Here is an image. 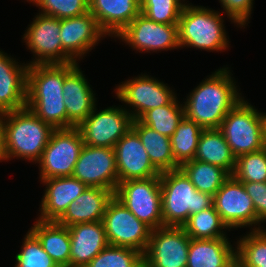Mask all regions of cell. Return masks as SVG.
I'll list each match as a JSON object with an SVG mask.
<instances>
[{"label":"cell","instance_id":"f35d334b","mask_svg":"<svg viewBox=\"0 0 266 267\" xmlns=\"http://www.w3.org/2000/svg\"><path fill=\"white\" fill-rule=\"evenodd\" d=\"M254 0H219L223 14L238 28L243 29L248 25L253 11ZM247 24V25H246Z\"/></svg>","mask_w":266,"mask_h":267},{"label":"cell","instance_id":"ee69618b","mask_svg":"<svg viewBox=\"0 0 266 267\" xmlns=\"http://www.w3.org/2000/svg\"><path fill=\"white\" fill-rule=\"evenodd\" d=\"M229 267H240L238 260L236 259Z\"/></svg>","mask_w":266,"mask_h":267},{"label":"cell","instance_id":"4dcf8cb0","mask_svg":"<svg viewBox=\"0 0 266 267\" xmlns=\"http://www.w3.org/2000/svg\"><path fill=\"white\" fill-rule=\"evenodd\" d=\"M204 129L185 116L170 137L175 162L181 166L194 159L200 135Z\"/></svg>","mask_w":266,"mask_h":267},{"label":"cell","instance_id":"cb8c5ba5","mask_svg":"<svg viewBox=\"0 0 266 267\" xmlns=\"http://www.w3.org/2000/svg\"><path fill=\"white\" fill-rule=\"evenodd\" d=\"M114 193L109 189L87 187L72 201L63 216L57 221L69 227L80 223L102 221L106 206Z\"/></svg>","mask_w":266,"mask_h":267},{"label":"cell","instance_id":"ac0fdd59","mask_svg":"<svg viewBox=\"0 0 266 267\" xmlns=\"http://www.w3.org/2000/svg\"><path fill=\"white\" fill-rule=\"evenodd\" d=\"M62 48L78 63L107 34L100 28L97 19L87 12L81 16L60 20ZM103 38V39H102ZM81 59V60H80Z\"/></svg>","mask_w":266,"mask_h":267},{"label":"cell","instance_id":"f1b7e54d","mask_svg":"<svg viewBox=\"0 0 266 267\" xmlns=\"http://www.w3.org/2000/svg\"><path fill=\"white\" fill-rule=\"evenodd\" d=\"M180 169L198 191L211 196L216 194L230 176L222 167L195 159L183 163Z\"/></svg>","mask_w":266,"mask_h":267},{"label":"cell","instance_id":"b9f144b4","mask_svg":"<svg viewBox=\"0 0 266 267\" xmlns=\"http://www.w3.org/2000/svg\"><path fill=\"white\" fill-rule=\"evenodd\" d=\"M134 267H150L148 261L143 257Z\"/></svg>","mask_w":266,"mask_h":267},{"label":"cell","instance_id":"8d00e7d4","mask_svg":"<svg viewBox=\"0 0 266 267\" xmlns=\"http://www.w3.org/2000/svg\"><path fill=\"white\" fill-rule=\"evenodd\" d=\"M26 2L38 7V13L59 20L89 12V0H26Z\"/></svg>","mask_w":266,"mask_h":267},{"label":"cell","instance_id":"277c9868","mask_svg":"<svg viewBox=\"0 0 266 267\" xmlns=\"http://www.w3.org/2000/svg\"><path fill=\"white\" fill-rule=\"evenodd\" d=\"M223 18L221 10L186 3L178 21L180 47L220 53L229 49Z\"/></svg>","mask_w":266,"mask_h":267},{"label":"cell","instance_id":"7bdbcfd3","mask_svg":"<svg viewBox=\"0 0 266 267\" xmlns=\"http://www.w3.org/2000/svg\"><path fill=\"white\" fill-rule=\"evenodd\" d=\"M264 146L266 147V113L264 116Z\"/></svg>","mask_w":266,"mask_h":267},{"label":"cell","instance_id":"3957f363","mask_svg":"<svg viewBox=\"0 0 266 267\" xmlns=\"http://www.w3.org/2000/svg\"><path fill=\"white\" fill-rule=\"evenodd\" d=\"M0 116L8 161L15 158L36 164L55 129L27 107Z\"/></svg>","mask_w":266,"mask_h":267},{"label":"cell","instance_id":"30bf717a","mask_svg":"<svg viewBox=\"0 0 266 267\" xmlns=\"http://www.w3.org/2000/svg\"><path fill=\"white\" fill-rule=\"evenodd\" d=\"M83 145V137L77 127L55 129L36 162L39 179L72 176Z\"/></svg>","mask_w":266,"mask_h":267},{"label":"cell","instance_id":"d4e9b609","mask_svg":"<svg viewBox=\"0 0 266 267\" xmlns=\"http://www.w3.org/2000/svg\"><path fill=\"white\" fill-rule=\"evenodd\" d=\"M229 239H190L187 267H229L236 260V242Z\"/></svg>","mask_w":266,"mask_h":267},{"label":"cell","instance_id":"6da1fadb","mask_svg":"<svg viewBox=\"0 0 266 267\" xmlns=\"http://www.w3.org/2000/svg\"><path fill=\"white\" fill-rule=\"evenodd\" d=\"M211 73L183 98L185 117L203 129H218L228 112L244 97L227 65Z\"/></svg>","mask_w":266,"mask_h":267},{"label":"cell","instance_id":"e575fe53","mask_svg":"<svg viewBox=\"0 0 266 267\" xmlns=\"http://www.w3.org/2000/svg\"><path fill=\"white\" fill-rule=\"evenodd\" d=\"M187 0H140V13L163 24H178Z\"/></svg>","mask_w":266,"mask_h":267},{"label":"cell","instance_id":"d590c367","mask_svg":"<svg viewBox=\"0 0 266 267\" xmlns=\"http://www.w3.org/2000/svg\"><path fill=\"white\" fill-rule=\"evenodd\" d=\"M20 249L14 258V267H58L30 230L25 234Z\"/></svg>","mask_w":266,"mask_h":267},{"label":"cell","instance_id":"7c38bea8","mask_svg":"<svg viewBox=\"0 0 266 267\" xmlns=\"http://www.w3.org/2000/svg\"><path fill=\"white\" fill-rule=\"evenodd\" d=\"M138 53L180 49L178 24H163L140 13L116 37Z\"/></svg>","mask_w":266,"mask_h":267},{"label":"cell","instance_id":"8fae6325","mask_svg":"<svg viewBox=\"0 0 266 267\" xmlns=\"http://www.w3.org/2000/svg\"><path fill=\"white\" fill-rule=\"evenodd\" d=\"M102 222L109 245L132 248L144 255L152 229L138 220L115 196L109 200Z\"/></svg>","mask_w":266,"mask_h":267},{"label":"cell","instance_id":"484cf974","mask_svg":"<svg viewBox=\"0 0 266 267\" xmlns=\"http://www.w3.org/2000/svg\"><path fill=\"white\" fill-rule=\"evenodd\" d=\"M30 231L58 267H70L71 241L68 227L57 221L35 219Z\"/></svg>","mask_w":266,"mask_h":267},{"label":"cell","instance_id":"f546056e","mask_svg":"<svg viewBox=\"0 0 266 267\" xmlns=\"http://www.w3.org/2000/svg\"><path fill=\"white\" fill-rule=\"evenodd\" d=\"M182 228L191 239L225 238L230 232L214 206L190 215Z\"/></svg>","mask_w":266,"mask_h":267},{"label":"cell","instance_id":"5b68a950","mask_svg":"<svg viewBox=\"0 0 266 267\" xmlns=\"http://www.w3.org/2000/svg\"><path fill=\"white\" fill-rule=\"evenodd\" d=\"M163 226L182 227L189 216L213 207V196L198 191L179 168L160 174Z\"/></svg>","mask_w":266,"mask_h":267},{"label":"cell","instance_id":"9a60e30c","mask_svg":"<svg viewBox=\"0 0 266 267\" xmlns=\"http://www.w3.org/2000/svg\"><path fill=\"white\" fill-rule=\"evenodd\" d=\"M87 187L109 189L119 185L114 148L83 145L72 173Z\"/></svg>","mask_w":266,"mask_h":267},{"label":"cell","instance_id":"2e32d148","mask_svg":"<svg viewBox=\"0 0 266 267\" xmlns=\"http://www.w3.org/2000/svg\"><path fill=\"white\" fill-rule=\"evenodd\" d=\"M190 239L182 227L156 228L143 257L150 267H187Z\"/></svg>","mask_w":266,"mask_h":267},{"label":"cell","instance_id":"7402d4cb","mask_svg":"<svg viewBox=\"0 0 266 267\" xmlns=\"http://www.w3.org/2000/svg\"><path fill=\"white\" fill-rule=\"evenodd\" d=\"M71 251L70 267H85L109 245L102 221L68 227Z\"/></svg>","mask_w":266,"mask_h":267},{"label":"cell","instance_id":"836d02e7","mask_svg":"<svg viewBox=\"0 0 266 267\" xmlns=\"http://www.w3.org/2000/svg\"><path fill=\"white\" fill-rule=\"evenodd\" d=\"M232 176L239 182H266V147L237 157Z\"/></svg>","mask_w":266,"mask_h":267},{"label":"cell","instance_id":"5bb4252c","mask_svg":"<svg viewBox=\"0 0 266 267\" xmlns=\"http://www.w3.org/2000/svg\"><path fill=\"white\" fill-rule=\"evenodd\" d=\"M213 206L230 231L243 227L248 228L249 231L257 230V215L253 201L243 183L232 175L213 196Z\"/></svg>","mask_w":266,"mask_h":267},{"label":"cell","instance_id":"ffe728a7","mask_svg":"<svg viewBox=\"0 0 266 267\" xmlns=\"http://www.w3.org/2000/svg\"><path fill=\"white\" fill-rule=\"evenodd\" d=\"M45 186L41 198L37 219L42 221H58L66 212L69 204L76 200L87 188L73 176L54 177L40 180Z\"/></svg>","mask_w":266,"mask_h":267},{"label":"cell","instance_id":"52a82bcc","mask_svg":"<svg viewBox=\"0 0 266 267\" xmlns=\"http://www.w3.org/2000/svg\"><path fill=\"white\" fill-rule=\"evenodd\" d=\"M114 91L133 120L140 119L148 110L170 104L177 97L167 83L146 73L120 82Z\"/></svg>","mask_w":266,"mask_h":267},{"label":"cell","instance_id":"d6a6232c","mask_svg":"<svg viewBox=\"0 0 266 267\" xmlns=\"http://www.w3.org/2000/svg\"><path fill=\"white\" fill-rule=\"evenodd\" d=\"M184 106L176 97L170 104L148 110L139 120L169 138L184 117Z\"/></svg>","mask_w":266,"mask_h":267},{"label":"cell","instance_id":"8992f818","mask_svg":"<svg viewBox=\"0 0 266 267\" xmlns=\"http://www.w3.org/2000/svg\"><path fill=\"white\" fill-rule=\"evenodd\" d=\"M264 116L243 97L225 116L218 128L237 158L263 149Z\"/></svg>","mask_w":266,"mask_h":267},{"label":"cell","instance_id":"ba28073f","mask_svg":"<svg viewBox=\"0 0 266 267\" xmlns=\"http://www.w3.org/2000/svg\"><path fill=\"white\" fill-rule=\"evenodd\" d=\"M60 20L37 13L27 26L22 40L33 54L28 66L67 64L76 62L63 48Z\"/></svg>","mask_w":266,"mask_h":267},{"label":"cell","instance_id":"9c48e42d","mask_svg":"<svg viewBox=\"0 0 266 267\" xmlns=\"http://www.w3.org/2000/svg\"><path fill=\"white\" fill-rule=\"evenodd\" d=\"M114 196L152 230L163 226L160 176L120 182Z\"/></svg>","mask_w":266,"mask_h":267},{"label":"cell","instance_id":"74e56055","mask_svg":"<svg viewBox=\"0 0 266 267\" xmlns=\"http://www.w3.org/2000/svg\"><path fill=\"white\" fill-rule=\"evenodd\" d=\"M142 258L132 248L108 245L85 267H134Z\"/></svg>","mask_w":266,"mask_h":267},{"label":"cell","instance_id":"603a6c76","mask_svg":"<svg viewBox=\"0 0 266 267\" xmlns=\"http://www.w3.org/2000/svg\"><path fill=\"white\" fill-rule=\"evenodd\" d=\"M89 12L111 39L140 14V0H89Z\"/></svg>","mask_w":266,"mask_h":267},{"label":"cell","instance_id":"ab89813d","mask_svg":"<svg viewBox=\"0 0 266 267\" xmlns=\"http://www.w3.org/2000/svg\"><path fill=\"white\" fill-rule=\"evenodd\" d=\"M242 183L255 207L257 215V230L264 229V223H266V182Z\"/></svg>","mask_w":266,"mask_h":267},{"label":"cell","instance_id":"1f68e13d","mask_svg":"<svg viewBox=\"0 0 266 267\" xmlns=\"http://www.w3.org/2000/svg\"><path fill=\"white\" fill-rule=\"evenodd\" d=\"M236 240V259L240 267L266 266V228L247 231Z\"/></svg>","mask_w":266,"mask_h":267},{"label":"cell","instance_id":"d6986e66","mask_svg":"<svg viewBox=\"0 0 266 267\" xmlns=\"http://www.w3.org/2000/svg\"><path fill=\"white\" fill-rule=\"evenodd\" d=\"M119 183L160 176L138 134L131 128L114 147Z\"/></svg>","mask_w":266,"mask_h":267},{"label":"cell","instance_id":"83f0119b","mask_svg":"<svg viewBox=\"0 0 266 267\" xmlns=\"http://www.w3.org/2000/svg\"><path fill=\"white\" fill-rule=\"evenodd\" d=\"M194 159L222 167L230 175L236 165V157L219 129L202 131Z\"/></svg>","mask_w":266,"mask_h":267},{"label":"cell","instance_id":"60d3db41","mask_svg":"<svg viewBox=\"0 0 266 267\" xmlns=\"http://www.w3.org/2000/svg\"><path fill=\"white\" fill-rule=\"evenodd\" d=\"M8 162L5 152V139H4V127L2 124V118L0 116V162Z\"/></svg>","mask_w":266,"mask_h":267},{"label":"cell","instance_id":"4316f807","mask_svg":"<svg viewBox=\"0 0 266 267\" xmlns=\"http://www.w3.org/2000/svg\"><path fill=\"white\" fill-rule=\"evenodd\" d=\"M132 129L138 134L151 163L160 173L180 168L175 162L168 136L144 125L139 119L133 120Z\"/></svg>","mask_w":266,"mask_h":267},{"label":"cell","instance_id":"44dd1931","mask_svg":"<svg viewBox=\"0 0 266 267\" xmlns=\"http://www.w3.org/2000/svg\"><path fill=\"white\" fill-rule=\"evenodd\" d=\"M27 69L0 49V114L26 107Z\"/></svg>","mask_w":266,"mask_h":267},{"label":"cell","instance_id":"7a4b0ae2","mask_svg":"<svg viewBox=\"0 0 266 267\" xmlns=\"http://www.w3.org/2000/svg\"><path fill=\"white\" fill-rule=\"evenodd\" d=\"M64 80L65 64L28 66L26 107L54 129H67Z\"/></svg>","mask_w":266,"mask_h":267},{"label":"cell","instance_id":"4fadbf2b","mask_svg":"<svg viewBox=\"0 0 266 267\" xmlns=\"http://www.w3.org/2000/svg\"><path fill=\"white\" fill-rule=\"evenodd\" d=\"M123 105L94 110L77 127L85 145L114 148L131 128L133 118ZM98 110V111H97Z\"/></svg>","mask_w":266,"mask_h":267},{"label":"cell","instance_id":"e0dca14e","mask_svg":"<svg viewBox=\"0 0 266 267\" xmlns=\"http://www.w3.org/2000/svg\"><path fill=\"white\" fill-rule=\"evenodd\" d=\"M83 72L77 62L65 64L62 91L67 113V128L78 127L97 106L96 93Z\"/></svg>","mask_w":266,"mask_h":267}]
</instances>
